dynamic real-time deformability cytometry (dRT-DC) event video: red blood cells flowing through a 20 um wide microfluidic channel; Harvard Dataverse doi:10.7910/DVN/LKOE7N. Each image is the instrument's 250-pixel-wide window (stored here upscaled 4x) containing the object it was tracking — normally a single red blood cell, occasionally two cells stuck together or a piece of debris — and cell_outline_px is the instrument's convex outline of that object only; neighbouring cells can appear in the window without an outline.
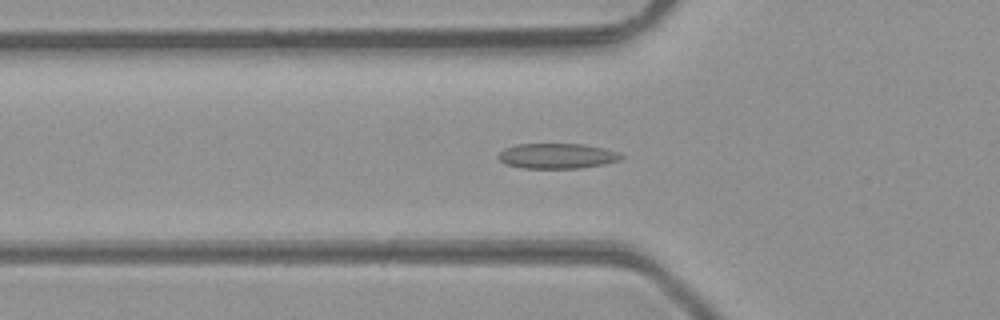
{"species": "common noctule bat (a hibernating species)", "species_latin": "Nyctalus noctula", "temperature_condition": "room temperature", "stored_images_in_passage": 38, "camera_frame_rate_fps": 3000, "um_per_image_px": 0.085, "animal": {"sex": "male", "body_mass_g": 23.1, "forearm_length_mm": 52.7}, "frame": {"image": 1, "passage_image": 7, "time_ms": 2.0, "image_size_px": [1000, 320], "cell_outline_px": [[624, 156], [620, 160], [604, 164], [580, 168], [524, 168], [504, 164], [496, 156], [504, 148], [516, 144], [584, 144], [604, 148], [616, 152]], "centroid_in_image_um": [47.32, 13.25], "position_along_channel_um": 78.5, "area_um2": 18.09}}
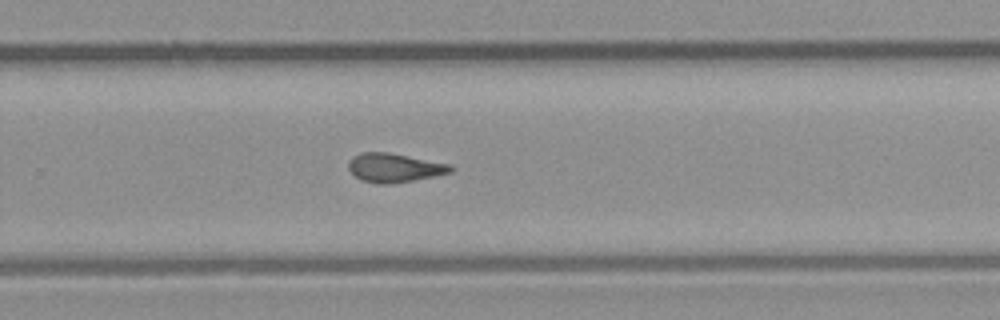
{"frame": {"image": 2, "passage_image": 22, "time_ms": 7.0, "image_size_px": [1000, 320], "cell_outline_px": [[456, 168], [452, 172], [436, 176], [388, 184], [376, 184], [364, 180], [356, 176], [348, 168], [348, 164], [352, 156], [360, 152], [388, 152], [452, 164]], "centroid_in_image_um": [33.57, 14.24], "position_along_channel_um": 296.2, "area_um2": 17.28}}
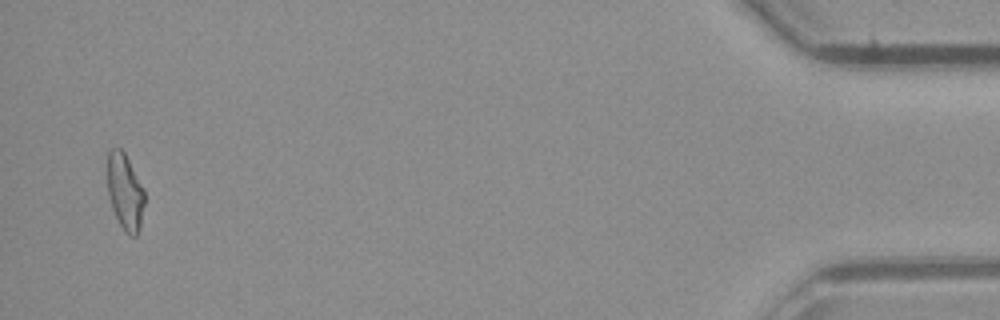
{"frame": {"image": 3, "passage_image": 37, "time_ms": 12.0, "image_size_px": [1000, 320], "cell_outline_px": [[144, 204], [140, 228], [136, 236], [128, 236], [124, 232], [112, 208], [108, 196], [108, 148], [120, 148], [124, 152], [144, 188]], "centroid_in_image_um": [10.63, 16.32], "position_along_channel_um": 424.6, "area_um2": 16.53}, "authors_computed_cell_mechanics": {"area_um2": 16.9643, "velocity_mm_per_s": 4.3427, "shape_relaxation_time_tau1_ms": null, "shape_relaxation_time_tau2_ms": 2.7935, "deformation_change_tau1": null, "deformation_change_tau2": 0.1152}}